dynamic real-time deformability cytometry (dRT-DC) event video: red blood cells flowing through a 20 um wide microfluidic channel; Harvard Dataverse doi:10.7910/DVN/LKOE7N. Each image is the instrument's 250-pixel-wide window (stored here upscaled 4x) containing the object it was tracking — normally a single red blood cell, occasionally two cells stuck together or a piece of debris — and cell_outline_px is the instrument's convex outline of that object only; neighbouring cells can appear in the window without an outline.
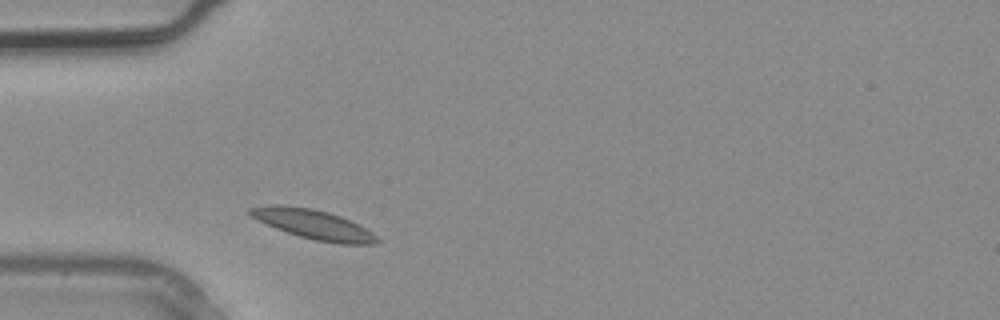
{"species": "common noctule bat (a hibernating species)", "species_latin": "Nyctalus noctula", "temperature_condition": "warm", "stored_images_in_passage": 2, "camera_frame_rate_fps": 3000, "um_per_image_px": 0.085, "animal": {"sex": "male", "body_mass_g": 20.4}, "frame": {"image": 1, "passage_image": 2, "time_ms": 0.333, "image_size_px": [1000, 320], "cell_outline_px": [[380, 240], [376, 244], [340, 244], [316, 240], [300, 236], [276, 228], [252, 216], [248, 212], [248, 208], [272, 204], [276, 204], [312, 208], [328, 212], [340, 216], [372, 232]], "centroid_in_image_um": [26.65, 19.07], "position_along_channel_um": 58.3, "area_um2": 21.39}}